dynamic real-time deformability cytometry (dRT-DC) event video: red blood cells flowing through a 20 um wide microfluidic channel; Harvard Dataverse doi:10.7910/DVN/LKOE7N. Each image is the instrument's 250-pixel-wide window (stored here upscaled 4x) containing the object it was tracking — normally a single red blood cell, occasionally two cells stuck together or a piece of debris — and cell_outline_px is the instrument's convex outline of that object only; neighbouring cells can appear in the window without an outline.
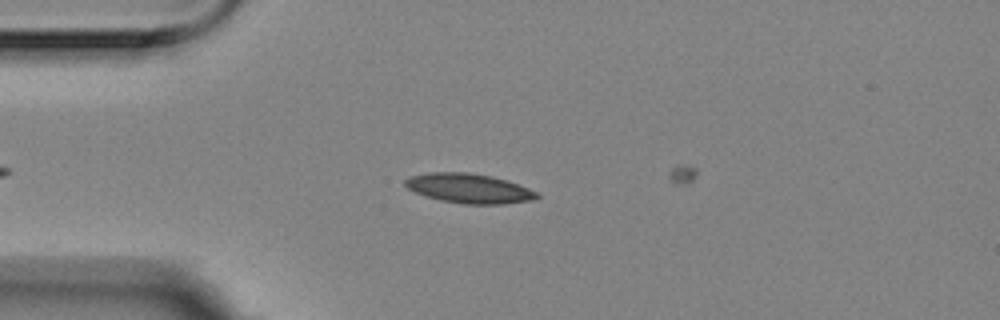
{"species": "Egyptian fruit bat (a non-hibernating species)", "species_latin": "Rousettus aegyptiacus", "temperature_condition": "room temperature", "stored_images_in_passage": 5, "camera_frame_rate_fps": 3000, "um_per_image_px": 0.085, "animal": {"sex": "female"}, "frame": {"image": 1, "passage_image": 4, "time_ms": 1.0, "image_size_px": [1000, 320], "cell_outline_px": [[540, 196], [532, 200], [504, 204], [464, 204], [440, 200], [424, 196], [408, 188], [404, 184], [404, 180], [408, 176], [428, 172], [468, 172], [492, 176], [528, 188], [536, 192]], "centroid_in_image_um": [39.81, 16.01], "position_along_channel_um": 45.2, "area_um2": 22.66}}